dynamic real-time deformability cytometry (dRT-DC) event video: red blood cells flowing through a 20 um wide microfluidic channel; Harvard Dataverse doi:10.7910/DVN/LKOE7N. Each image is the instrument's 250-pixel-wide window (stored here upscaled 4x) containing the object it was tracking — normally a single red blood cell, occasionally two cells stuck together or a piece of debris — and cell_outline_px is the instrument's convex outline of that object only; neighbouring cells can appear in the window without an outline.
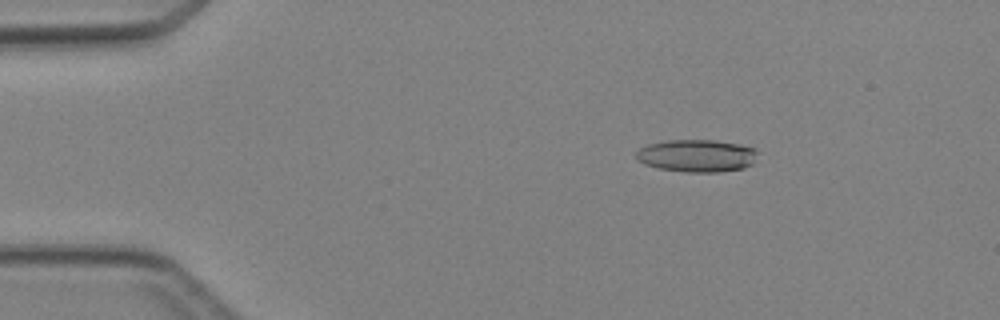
{"species": "Egyptian fruit bat (a non-hibernating species)", "species_latin": "Rousettus aegyptiacus", "temperature_condition": "cold", "stored_images_in_passage": 5, "camera_frame_rate_fps": 3000, "um_per_image_px": 0.085, "animal": {"sex": "female"}, "frame": {"image": 1, "passage_image": 2, "time_ms": 1.333, "image_size_px": [1000, 320], "cell_outline_px": [[756, 152], [752, 164], [744, 168], [720, 172], [688, 172], [656, 168], [644, 164], [636, 160], [636, 152], [640, 148], [648, 144], [668, 140], [716, 140], [756, 148]], "centroid_in_image_um": [59.19, 13.24], "position_along_channel_um": 25.8, "area_um2": 23.0}}
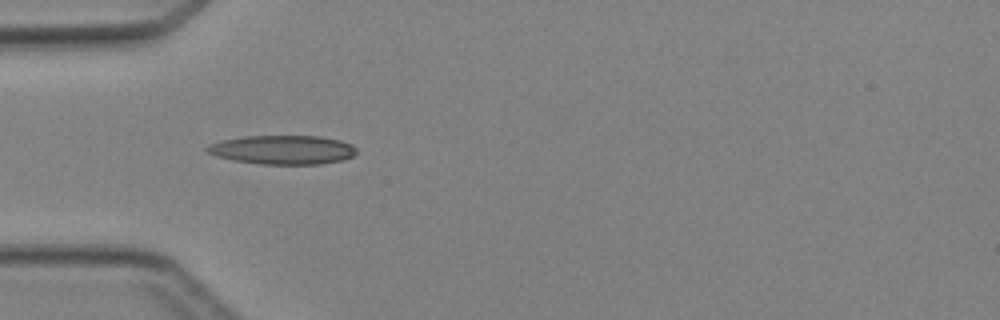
{"frame": {"image": 2, "passage_image": 4, "time_ms": 3.667, "image_size_px": [1000, 320], "cell_outline_px": [[356, 152], [352, 156], [340, 160], [320, 164], [260, 164], [236, 160], [216, 156], [208, 152], [204, 148], [208, 144], [224, 140], [244, 136], [320, 136], [340, 140], [352, 144], [356, 148]], "centroid_in_image_um": [24.03, 12.72], "position_along_channel_um": 61.0, "area_um2": 25.09}}
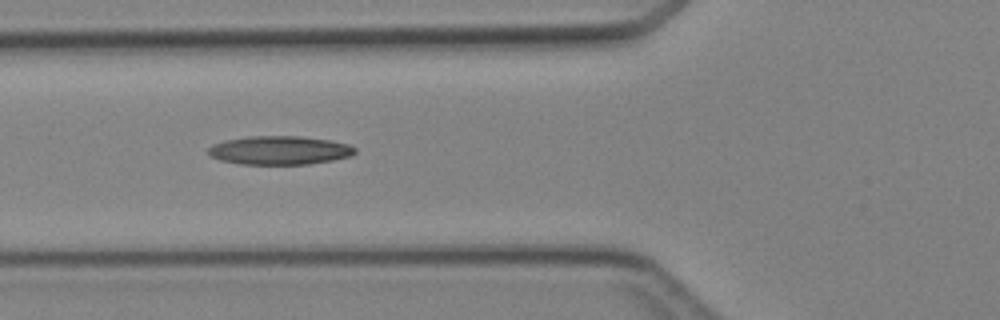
{"frame": {"image": 3, "passage_image": 5, "time_ms": 4.667, "image_size_px": [1000, 320], "cell_outline_px": [[356, 152], [352, 156], [332, 160], [308, 164], [240, 164], [220, 160], [208, 156], [208, 148], [212, 144], [228, 140], [248, 136], [300, 136], [328, 140], [348, 144], [356, 148]], "centroid_in_image_um": [23.75, 12.78], "position_along_channel_um": 102.1, "area_um2": 24.51}}